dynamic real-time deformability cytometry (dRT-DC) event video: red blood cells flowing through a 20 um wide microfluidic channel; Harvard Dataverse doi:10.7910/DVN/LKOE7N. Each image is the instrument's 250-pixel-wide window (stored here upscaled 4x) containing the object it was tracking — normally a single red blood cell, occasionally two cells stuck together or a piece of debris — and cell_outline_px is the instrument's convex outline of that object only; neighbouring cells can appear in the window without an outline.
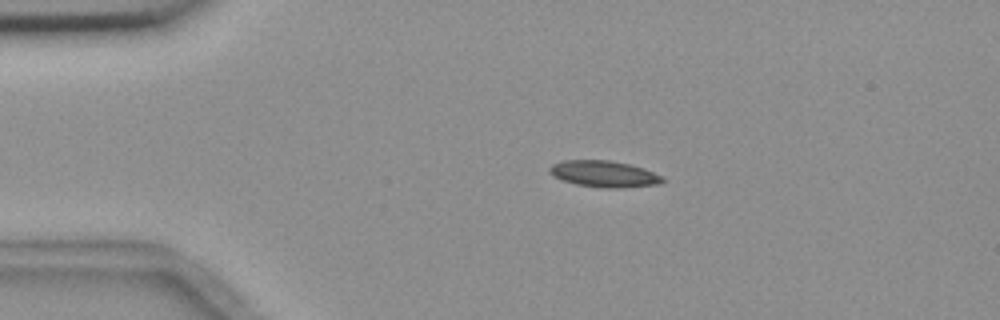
{"species": "common noctule bat (a hibernating species)", "species_latin": "Nyctalus noctula", "temperature_condition": "room temperature", "stored_images_in_passage": 4, "camera_frame_rate_fps": 3000, "um_per_image_px": 0.085, "animal": {"sex": "female", "body_mass_g": 18.4}, "frame": {"image": 1, "passage_image": 3, "time_ms": 2.333, "image_size_px": [1000, 320], "cell_outline_px": [[664, 180], [660, 184], [624, 188], [600, 188], [576, 184], [552, 176], [548, 172], [548, 168], [552, 164], [564, 160], [608, 160], [628, 164], [644, 168], [664, 176]], "centroid_in_image_um": [51.35, 14.79], "position_along_channel_um": 33.6, "area_um2": 17.57}}